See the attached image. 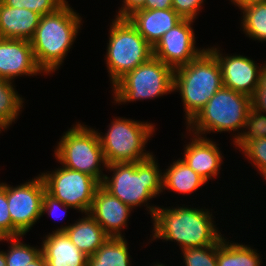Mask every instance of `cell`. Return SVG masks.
I'll return each mask as SVG.
<instances>
[{
	"mask_svg": "<svg viewBox=\"0 0 266 266\" xmlns=\"http://www.w3.org/2000/svg\"><path fill=\"white\" fill-rule=\"evenodd\" d=\"M145 206L153 219L152 240L174 241L180 250L215 244L221 237L212 212L208 209ZM170 208V209H169ZM211 213V214H210Z\"/></svg>",
	"mask_w": 266,
	"mask_h": 266,
	"instance_id": "obj_1",
	"label": "cell"
},
{
	"mask_svg": "<svg viewBox=\"0 0 266 266\" xmlns=\"http://www.w3.org/2000/svg\"><path fill=\"white\" fill-rule=\"evenodd\" d=\"M80 25L82 18L68 1L57 11L41 16L30 42L37 65L45 74H52L62 66L77 38Z\"/></svg>",
	"mask_w": 266,
	"mask_h": 266,
	"instance_id": "obj_2",
	"label": "cell"
},
{
	"mask_svg": "<svg viewBox=\"0 0 266 266\" xmlns=\"http://www.w3.org/2000/svg\"><path fill=\"white\" fill-rule=\"evenodd\" d=\"M106 169L113 175H105L101 186L132 210L163 192L162 170L154 155L140 162L107 164Z\"/></svg>",
	"mask_w": 266,
	"mask_h": 266,
	"instance_id": "obj_3",
	"label": "cell"
},
{
	"mask_svg": "<svg viewBox=\"0 0 266 266\" xmlns=\"http://www.w3.org/2000/svg\"><path fill=\"white\" fill-rule=\"evenodd\" d=\"M223 86L222 74L216 57L206 48L187 65L173 73V92H179L189 123Z\"/></svg>",
	"mask_w": 266,
	"mask_h": 266,
	"instance_id": "obj_4",
	"label": "cell"
},
{
	"mask_svg": "<svg viewBox=\"0 0 266 266\" xmlns=\"http://www.w3.org/2000/svg\"><path fill=\"white\" fill-rule=\"evenodd\" d=\"M252 107V98L222 86L198 114L186 124L189 135L243 130ZM192 131V132H191Z\"/></svg>",
	"mask_w": 266,
	"mask_h": 266,
	"instance_id": "obj_5",
	"label": "cell"
},
{
	"mask_svg": "<svg viewBox=\"0 0 266 266\" xmlns=\"http://www.w3.org/2000/svg\"><path fill=\"white\" fill-rule=\"evenodd\" d=\"M59 140L54 150L57 161L64 167L90 175L101 184L106 175L102 170L107 168V162L98 131L78 122Z\"/></svg>",
	"mask_w": 266,
	"mask_h": 266,
	"instance_id": "obj_6",
	"label": "cell"
},
{
	"mask_svg": "<svg viewBox=\"0 0 266 266\" xmlns=\"http://www.w3.org/2000/svg\"><path fill=\"white\" fill-rule=\"evenodd\" d=\"M105 55L112 86L127 72L153 56V47L128 18L113 19Z\"/></svg>",
	"mask_w": 266,
	"mask_h": 266,
	"instance_id": "obj_7",
	"label": "cell"
},
{
	"mask_svg": "<svg viewBox=\"0 0 266 266\" xmlns=\"http://www.w3.org/2000/svg\"><path fill=\"white\" fill-rule=\"evenodd\" d=\"M154 130L155 125L148 121L113 119L104 135L98 132L107 164L140 162L151 157L153 153L146 152L145 145Z\"/></svg>",
	"mask_w": 266,
	"mask_h": 266,
	"instance_id": "obj_8",
	"label": "cell"
},
{
	"mask_svg": "<svg viewBox=\"0 0 266 266\" xmlns=\"http://www.w3.org/2000/svg\"><path fill=\"white\" fill-rule=\"evenodd\" d=\"M173 73L174 70L170 66L152 56L111 86L114 102L124 104L172 93Z\"/></svg>",
	"mask_w": 266,
	"mask_h": 266,
	"instance_id": "obj_9",
	"label": "cell"
},
{
	"mask_svg": "<svg viewBox=\"0 0 266 266\" xmlns=\"http://www.w3.org/2000/svg\"><path fill=\"white\" fill-rule=\"evenodd\" d=\"M45 190L63 204L88 213L97 188L101 185L88 174L62 166L40 175Z\"/></svg>",
	"mask_w": 266,
	"mask_h": 266,
	"instance_id": "obj_10",
	"label": "cell"
},
{
	"mask_svg": "<svg viewBox=\"0 0 266 266\" xmlns=\"http://www.w3.org/2000/svg\"><path fill=\"white\" fill-rule=\"evenodd\" d=\"M45 185L40 174L18 186L6 184L8 210L12 220V236L26 235L42 217Z\"/></svg>",
	"mask_w": 266,
	"mask_h": 266,
	"instance_id": "obj_11",
	"label": "cell"
},
{
	"mask_svg": "<svg viewBox=\"0 0 266 266\" xmlns=\"http://www.w3.org/2000/svg\"><path fill=\"white\" fill-rule=\"evenodd\" d=\"M194 22L191 19H182L177 23L153 46V56L173 70L197 58L205 48L198 49L195 46L196 38L191 26Z\"/></svg>",
	"mask_w": 266,
	"mask_h": 266,
	"instance_id": "obj_12",
	"label": "cell"
},
{
	"mask_svg": "<svg viewBox=\"0 0 266 266\" xmlns=\"http://www.w3.org/2000/svg\"><path fill=\"white\" fill-rule=\"evenodd\" d=\"M219 46L207 48L217 59L221 74L223 86L253 97L259 86V77L264 65L258 66L254 60L243 55L226 54L224 57Z\"/></svg>",
	"mask_w": 266,
	"mask_h": 266,
	"instance_id": "obj_13",
	"label": "cell"
},
{
	"mask_svg": "<svg viewBox=\"0 0 266 266\" xmlns=\"http://www.w3.org/2000/svg\"><path fill=\"white\" fill-rule=\"evenodd\" d=\"M38 73L44 74L29 40L0 38V78L14 82L15 77Z\"/></svg>",
	"mask_w": 266,
	"mask_h": 266,
	"instance_id": "obj_14",
	"label": "cell"
},
{
	"mask_svg": "<svg viewBox=\"0 0 266 266\" xmlns=\"http://www.w3.org/2000/svg\"><path fill=\"white\" fill-rule=\"evenodd\" d=\"M131 211L129 206L100 185L88 213L110 237H123L121 229L127 227Z\"/></svg>",
	"mask_w": 266,
	"mask_h": 266,
	"instance_id": "obj_15",
	"label": "cell"
},
{
	"mask_svg": "<svg viewBox=\"0 0 266 266\" xmlns=\"http://www.w3.org/2000/svg\"><path fill=\"white\" fill-rule=\"evenodd\" d=\"M187 143L184 150L183 161L207 182L209 179H214L221 170L223 164V156L219 147L214 141L209 138L193 135ZM205 137V138H204Z\"/></svg>",
	"mask_w": 266,
	"mask_h": 266,
	"instance_id": "obj_16",
	"label": "cell"
},
{
	"mask_svg": "<svg viewBox=\"0 0 266 266\" xmlns=\"http://www.w3.org/2000/svg\"><path fill=\"white\" fill-rule=\"evenodd\" d=\"M138 32L153 47L159 39L183 18L172 8L140 9L128 17Z\"/></svg>",
	"mask_w": 266,
	"mask_h": 266,
	"instance_id": "obj_17",
	"label": "cell"
},
{
	"mask_svg": "<svg viewBox=\"0 0 266 266\" xmlns=\"http://www.w3.org/2000/svg\"><path fill=\"white\" fill-rule=\"evenodd\" d=\"M41 244L47 266H87L88 256L72 243L66 232L52 231Z\"/></svg>",
	"mask_w": 266,
	"mask_h": 266,
	"instance_id": "obj_18",
	"label": "cell"
},
{
	"mask_svg": "<svg viewBox=\"0 0 266 266\" xmlns=\"http://www.w3.org/2000/svg\"><path fill=\"white\" fill-rule=\"evenodd\" d=\"M41 15L25 8H14L0 0V38L31 40Z\"/></svg>",
	"mask_w": 266,
	"mask_h": 266,
	"instance_id": "obj_19",
	"label": "cell"
},
{
	"mask_svg": "<svg viewBox=\"0 0 266 266\" xmlns=\"http://www.w3.org/2000/svg\"><path fill=\"white\" fill-rule=\"evenodd\" d=\"M74 224L58 227L54 232H66L72 243L86 256H92L110 237L89 214Z\"/></svg>",
	"mask_w": 266,
	"mask_h": 266,
	"instance_id": "obj_20",
	"label": "cell"
},
{
	"mask_svg": "<svg viewBox=\"0 0 266 266\" xmlns=\"http://www.w3.org/2000/svg\"><path fill=\"white\" fill-rule=\"evenodd\" d=\"M207 181L194 172L183 159L173 161L162 172V189L177 192L178 194H190L206 184Z\"/></svg>",
	"mask_w": 266,
	"mask_h": 266,
	"instance_id": "obj_21",
	"label": "cell"
},
{
	"mask_svg": "<svg viewBox=\"0 0 266 266\" xmlns=\"http://www.w3.org/2000/svg\"><path fill=\"white\" fill-rule=\"evenodd\" d=\"M128 243L123 237H109L90 257L87 266H130Z\"/></svg>",
	"mask_w": 266,
	"mask_h": 266,
	"instance_id": "obj_22",
	"label": "cell"
},
{
	"mask_svg": "<svg viewBox=\"0 0 266 266\" xmlns=\"http://www.w3.org/2000/svg\"><path fill=\"white\" fill-rule=\"evenodd\" d=\"M260 258L251 246L231 243L225 238L217 247V266H260Z\"/></svg>",
	"mask_w": 266,
	"mask_h": 266,
	"instance_id": "obj_23",
	"label": "cell"
},
{
	"mask_svg": "<svg viewBox=\"0 0 266 266\" xmlns=\"http://www.w3.org/2000/svg\"><path fill=\"white\" fill-rule=\"evenodd\" d=\"M12 81L0 78V128L6 129L18 119L23 108V98Z\"/></svg>",
	"mask_w": 266,
	"mask_h": 266,
	"instance_id": "obj_24",
	"label": "cell"
},
{
	"mask_svg": "<svg viewBox=\"0 0 266 266\" xmlns=\"http://www.w3.org/2000/svg\"><path fill=\"white\" fill-rule=\"evenodd\" d=\"M241 12V28L244 33L253 40L266 42V3L247 6Z\"/></svg>",
	"mask_w": 266,
	"mask_h": 266,
	"instance_id": "obj_25",
	"label": "cell"
},
{
	"mask_svg": "<svg viewBox=\"0 0 266 266\" xmlns=\"http://www.w3.org/2000/svg\"><path fill=\"white\" fill-rule=\"evenodd\" d=\"M21 236L7 237L10 242L9 250L5 251L6 266H27L41 254V247L36 248L21 242Z\"/></svg>",
	"mask_w": 266,
	"mask_h": 266,
	"instance_id": "obj_26",
	"label": "cell"
},
{
	"mask_svg": "<svg viewBox=\"0 0 266 266\" xmlns=\"http://www.w3.org/2000/svg\"><path fill=\"white\" fill-rule=\"evenodd\" d=\"M223 239L222 236L215 244L181 250L184 264L186 266H217V247Z\"/></svg>",
	"mask_w": 266,
	"mask_h": 266,
	"instance_id": "obj_27",
	"label": "cell"
},
{
	"mask_svg": "<svg viewBox=\"0 0 266 266\" xmlns=\"http://www.w3.org/2000/svg\"><path fill=\"white\" fill-rule=\"evenodd\" d=\"M247 129V130H246ZM245 131L234 134L233 141H255L266 138V115L251 107L245 123Z\"/></svg>",
	"mask_w": 266,
	"mask_h": 266,
	"instance_id": "obj_28",
	"label": "cell"
},
{
	"mask_svg": "<svg viewBox=\"0 0 266 266\" xmlns=\"http://www.w3.org/2000/svg\"><path fill=\"white\" fill-rule=\"evenodd\" d=\"M235 147L244 152V156L253 162L258 171L266 169V138H259L255 141H235Z\"/></svg>",
	"mask_w": 266,
	"mask_h": 266,
	"instance_id": "obj_29",
	"label": "cell"
},
{
	"mask_svg": "<svg viewBox=\"0 0 266 266\" xmlns=\"http://www.w3.org/2000/svg\"><path fill=\"white\" fill-rule=\"evenodd\" d=\"M14 8H25L41 16L51 14L63 6L67 0H1Z\"/></svg>",
	"mask_w": 266,
	"mask_h": 266,
	"instance_id": "obj_30",
	"label": "cell"
},
{
	"mask_svg": "<svg viewBox=\"0 0 266 266\" xmlns=\"http://www.w3.org/2000/svg\"><path fill=\"white\" fill-rule=\"evenodd\" d=\"M204 1L205 0H172V9L183 19L194 20L198 16Z\"/></svg>",
	"mask_w": 266,
	"mask_h": 266,
	"instance_id": "obj_31",
	"label": "cell"
},
{
	"mask_svg": "<svg viewBox=\"0 0 266 266\" xmlns=\"http://www.w3.org/2000/svg\"><path fill=\"white\" fill-rule=\"evenodd\" d=\"M0 229L7 236H12V220L8 210L6 183H0Z\"/></svg>",
	"mask_w": 266,
	"mask_h": 266,
	"instance_id": "obj_32",
	"label": "cell"
},
{
	"mask_svg": "<svg viewBox=\"0 0 266 266\" xmlns=\"http://www.w3.org/2000/svg\"><path fill=\"white\" fill-rule=\"evenodd\" d=\"M252 107L266 114V63L260 73L259 86L252 97Z\"/></svg>",
	"mask_w": 266,
	"mask_h": 266,
	"instance_id": "obj_33",
	"label": "cell"
},
{
	"mask_svg": "<svg viewBox=\"0 0 266 266\" xmlns=\"http://www.w3.org/2000/svg\"><path fill=\"white\" fill-rule=\"evenodd\" d=\"M69 208L74 209L71 206L63 204L60 200L54 198L45 191L42 202V210H41L42 215L45 214V212H47L49 216H52L56 220L59 218V216L63 218V216H61L60 214L59 216L56 215L59 212V209L64 210V213H66V210ZM64 213L62 215H64Z\"/></svg>",
	"mask_w": 266,
	"mask_h": 266,
	"instance_id": "obj_34",
	"label": "cell"
},
{
	"mask_svg": "<svg viewBox=\"0 0 266 266\" xmlns=\"http://www.w3.org/2000/svg\"><path fill=\"white\" fill-rule=\"evenodd\" d=\"M122 6L117 12L116 18H128L135 11L143 8L145 0H123Z\"/></svg>",
	"mask_w": 266,
	"mask_h": 266,
	"instance_id": "obj_35",
	"label": "cell"
},
{
	"mask_svg": "<svg viewBox=\"0 0 266 266\" xmlns=\"http://www.w3.org/2000/svg\"><path fill=\"white\" fill-rule=\"evenodd\" d=\"M172 8V0H145L142 9H169Z\"/></svg>",
	"mask_w": 266,
	"mask_h": 266,
	"instance_id": "obj_36",
	"label": "cell"
},
{
	"mask_svg": "<svg viewBox=\"0 0 266 266\" xmlns=\"http://www.w3.org/2000/svg\"><path fill=\"white\" fill-rule=\"evenodd\" d=\"M239 9L245 8L247 6L259 3H266V0H230Z\"/></svg>",
	"mask_w": 266,
	"mask_h": 266,
	"instance_id": "obj_37",
	"label": "cell"
},
{
	"mask_svg": "<svg viewBox=\"0 0 266 266\" xmlns=\"http://www.w3.org/2000/svg\"><path fill=\"white\" fill-rule=\"evenodd\" d=\"M27 266H47V263L43 254L41 253L35 260H33Z\"/></svg>",
	"mask_w": 266,
	"mask_h": 266,
	"instance_id": "obj_38",
	"label": "cell"
},
{
	"mask_svg": "<svg viewBox=\"0 0 266 266\" xmlns=\"http://www.w3.org/2000/svg\"><path fill=\"white\" fill-rule=\"evenodd\" d=\"M0 266H6V259L4 251H0Z\"/></svg>",
	"mask_w": 266,
	"mask_h": 266,
	"instance_id": "obj_39",
	"label": "cell"
},
{
	"mask_svg": "<svg viewBox=\"0 0 266 266\" xmlns=\"http://www.w3.org/2000/svg\"><path fill=\"white\" fill-rule=\"evenodd\" d=\"M6 238H7V236L0 229V241H3V240L5 241Z\"/></svg>",
	"mask_w": 266,
	"mask_h": 266,
	"instance_id": "obj_40",
	"label": "cell"
},
{
	"mask_svg": "<svg viewBox=\"0 0 266 266\" xmlns=\"http://www.w3.org/2000/svg\"><path fill=\"white\" fill-rule=\"evenodd\" d=\"M259 174H261V176H263V178H265L264 180L266 181V169L259 172Z\"/></svg>",
	"mask_w": 266,
	"mask_h": 266,
	"instance_id": "obj_41",
	"label": "cell"
},
{
	"mask_svg": "<svg viewBox=\"0 0 266 266\" xmlns=\"http://www.w3.org/2000/svg\"><path fill=\"white\" fill-rule=\"evenodd\" d=\"M153 266H165L163 263L162 264H160V263H155Z\"/></svg>",
	"mask_w": 266,
	"mask_h": 266,
	"instance_id": "obj_42",
	"label": "cell"
}]
</instances>
